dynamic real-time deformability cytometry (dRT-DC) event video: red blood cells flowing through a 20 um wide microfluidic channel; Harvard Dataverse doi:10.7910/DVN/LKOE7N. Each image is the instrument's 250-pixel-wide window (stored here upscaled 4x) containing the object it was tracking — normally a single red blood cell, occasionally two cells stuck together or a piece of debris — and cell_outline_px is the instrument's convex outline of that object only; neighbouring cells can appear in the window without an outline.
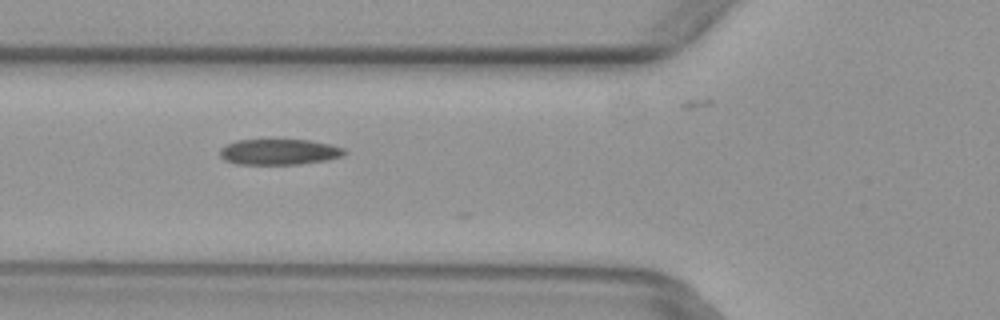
{"species": "common noctule bat (a hibernating species)", "species_latin": "Nyctalus noctula", "temperature_condition": "warm", "stored_images_in_passage": 5, "camera_frame_rate_fps": 3000, "um_per_image_px": 0.085, "animal": {"sex": "female", "body_mass_g": 29.2, "forearm_length_mm": 56.3}, "frame": {"image": 1, "passage_image": 3, "time_ms": 0.667, "image_size_px": [1000, 320], "cell_outline_px": [[348, 152], [344, 156], [328, 160], [300, 164], [236, 164], [224, 160], [220, 156], [220, 148], [236, 140], [312, 140], [344, 148]], "centroid_in_image_um": [23.76, 12.92], "position_along_channel_um": 102.0, "area_um2": 18.79}}
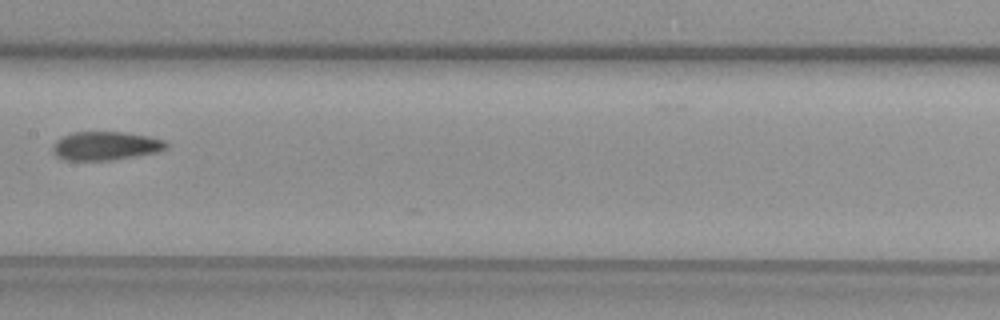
{"frame": {"image": 2, "passage_image": 5, "time_ms": 1.333, "image_size_px": [1000, 320], "cell_outline_px": [[168, 148], [156, 152], [112, 160], [64, 160], [56, 156], [52, 152], [52, 148], [56, 140], [72, 132], [124, 132], [148, 136], [164, 140], [168, 144]], "centroid_in_image_um": [8.96, 12.4], "position_along_channel_um": 198.4, "area_um2": 18.9}}